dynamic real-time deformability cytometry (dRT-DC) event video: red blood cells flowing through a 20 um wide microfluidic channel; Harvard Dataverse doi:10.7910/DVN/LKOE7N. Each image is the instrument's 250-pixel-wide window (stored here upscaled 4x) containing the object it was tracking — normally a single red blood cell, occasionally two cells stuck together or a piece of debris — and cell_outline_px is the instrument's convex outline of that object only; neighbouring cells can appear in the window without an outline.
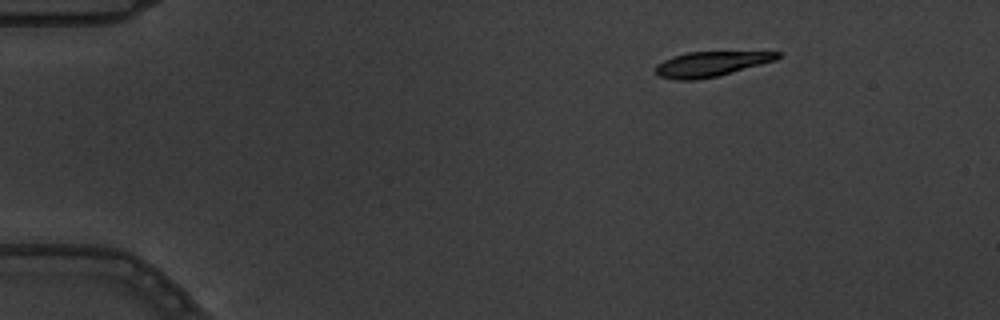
{"species": "common noctule bat (a hibernating species)", "species_latin": "Nyctalus noctula", "temperature_condition": "warm", "stored_images_in_passage": 9, "camera_frame_rate_fps": 3000, "um_per_image_px": 0.085, "animal": {"sex": "male", "body_mass_g": 19.5, "forearm_length_mm": 54.6}, "frame": {"image": 1, "passage_image": 1, "time_ms": 0.0, "image_size_px": [1000, 320], "cell_outline_px": [[780, 56], [776, 60], [716, 76], [696, 80], [676, 80], [660, 76], [656, 72], [656, 64], [672, 56], [688, 52], [780, 52]], "centroid_in_image_um": [60.38, 5.44], "position_along_channel_um": 24.6, "area_um2": 17.4}}
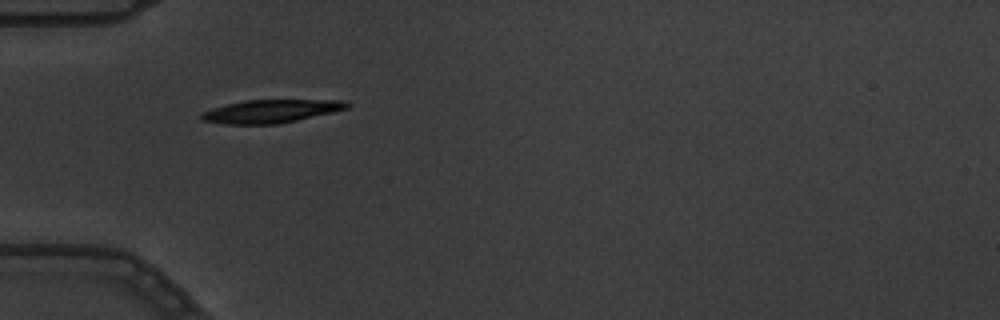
{"frame": {"image": 2, "passage_image": 4, "time_ms": 1.0, "image_size_px": [1000, 320], "cell_outline_px": [[352, 104], [348, 108], [332, 112], [296, 120], [276, 124], [228, 124], [204, 120], [200, 116], [200, 112], [212, 108], [244, 100], [348, 100]], "centroid_in_image_um": [23.06, 9.44], "position_along_channel_um": 61.9, "area_um2": 19.48}}